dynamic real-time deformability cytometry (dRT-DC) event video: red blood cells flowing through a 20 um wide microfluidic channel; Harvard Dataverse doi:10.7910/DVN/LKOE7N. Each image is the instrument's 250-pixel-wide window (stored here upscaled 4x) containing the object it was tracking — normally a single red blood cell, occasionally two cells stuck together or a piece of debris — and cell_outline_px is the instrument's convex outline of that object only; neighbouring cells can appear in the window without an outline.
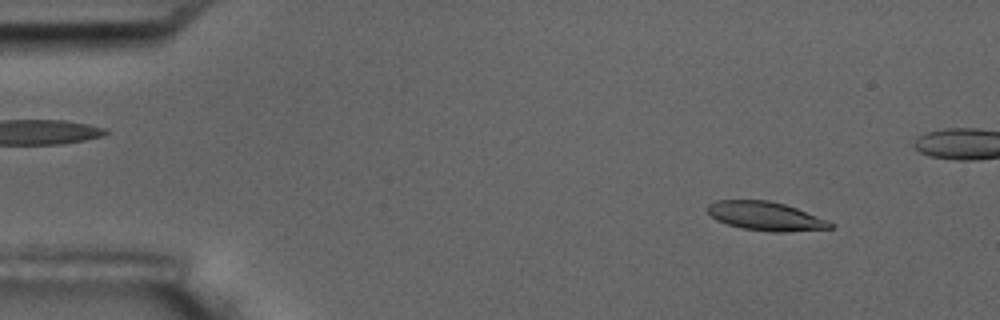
{"species": "common noctule bat (a hibernating species)", "species_latin": "Nyctalus noctula", "temperature_condition": "room temperature", "stored_images_in_passage": 5, "camera_frame_rate_fps": 3000, "um_per_image_px": 0.085, "animal": {"sex": "male", "body_mass_g": 17.5, "forearm_length_mm": 52.3}, "frame": {"image": 1, "passage_image": 1, "time_ms": 0.0, "image_size_px": [1000, 320], "cell_outline_px": [[836, 228], [788, 232], [768, 232], [740, 228], [716, 220], [708, 212], [708, 204], [716, 200], [768, 200], [784, 204], [796, 208], [828, 220], [836, 224]], "centroid_in_image_um": [65.12, 18.39], "position_along_channel_um": 19.9, "area_um2": 20.81}}